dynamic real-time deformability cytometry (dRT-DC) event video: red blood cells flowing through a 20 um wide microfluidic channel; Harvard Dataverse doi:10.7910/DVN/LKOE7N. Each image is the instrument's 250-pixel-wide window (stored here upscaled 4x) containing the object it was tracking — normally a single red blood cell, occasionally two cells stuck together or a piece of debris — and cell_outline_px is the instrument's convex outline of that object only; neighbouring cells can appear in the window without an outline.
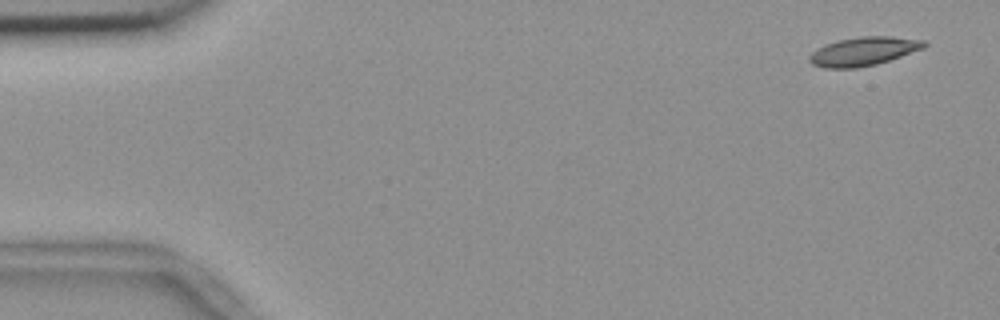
{"species": "common noctule bat (a hibernating species)", "species_latin": "Nyctalus noctula", "temperature_condition": "room temperature", "stored_images_in_passage": 5, "camera_frame_rate_fps": 3000, "um_per_image_px": 0.085, "animal": {"sex": "female", "body_mass_g": 18.4}, "frame": {"image": 1, "passage_image": 1, "time_ms": 0.0, "image_size_px": [1000, 320], "cell_outline_px": [[928, 44], [924, 48], [876, 64], [856, 68], [824, 68], [812, 64], [808, 60], [808, 56], [812, 52], [828, 44], [840, 40], [860, 36], [892, 36], [924, 40]], "centroid_in_image_um": [73.41, 4.36], "position_along_channel_um": 11.6, "area_um2": 18.96}}
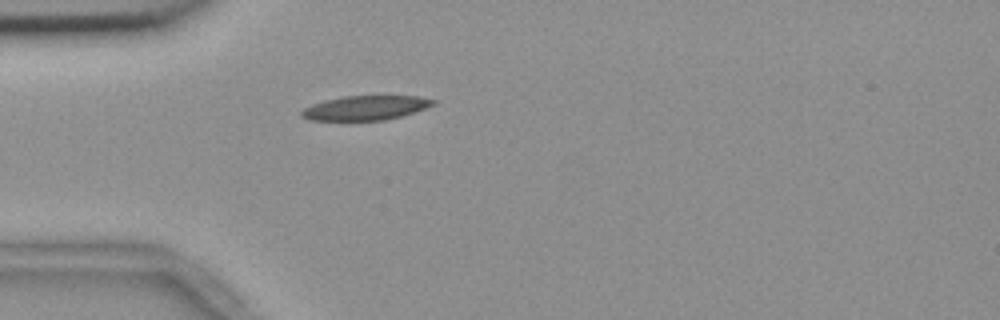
{"frame": {"image": 2, "passage_image": 5, "time_ms": 1.333, "image_size_px": [1000, 320], "cell_outline_px": [[436, 104], [400, 116], [384, 120], [308, 120], [300, 116], [300, 112], [304, 108], [312, 104], [324, 100], [344, 96], [420, 96], [436, 100]], "centroid_in_image_um": [31.03, 9.16], "position_along_channel_um": 54.0, "area_um2": 18.61}}